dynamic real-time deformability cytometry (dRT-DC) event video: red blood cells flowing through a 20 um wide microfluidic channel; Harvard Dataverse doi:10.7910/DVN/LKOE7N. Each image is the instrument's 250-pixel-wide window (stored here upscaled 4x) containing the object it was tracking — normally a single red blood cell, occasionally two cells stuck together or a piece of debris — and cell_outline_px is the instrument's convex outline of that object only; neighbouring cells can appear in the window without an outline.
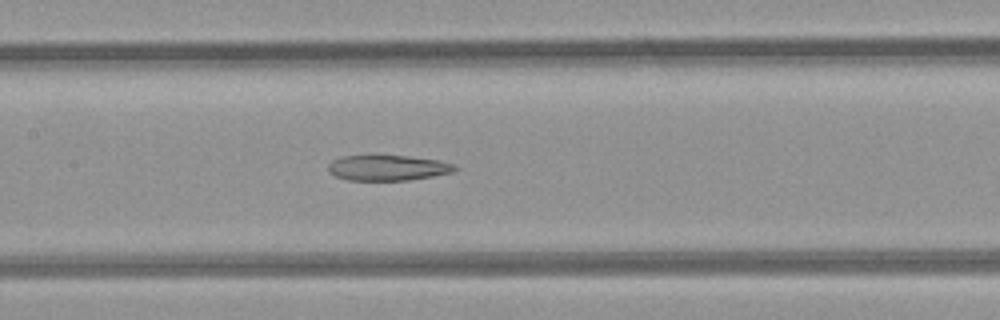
{"species": "common noctule bat (a hibernating species)", "species_latin": "Nyctalus noctula", "temperature_condition": "room temperature", "stored_images_in_passage": 38, "camera_frame_rate_fps": 3000, "um_per_image_px": 0.085, "animal": {"sex": "female", "body_mass_g": 21.9}, "frame": {"image": 1, "passage_image": 13, "time_ms": 4.0, "image_size_px": [1000, 320], "cell_outline_px": [[460, 168], [452, 172], [432, 176], [408, 180], [348, 180], [336, 176], [328, 172], [328, 164], [332, 160], [340, 156], [408, 156], [440, 160], [452, 164]], "centroid_in_image_um": [32.95, 14.26], "position_along_channel_um": 174.5, "area_um2": 18.73}}
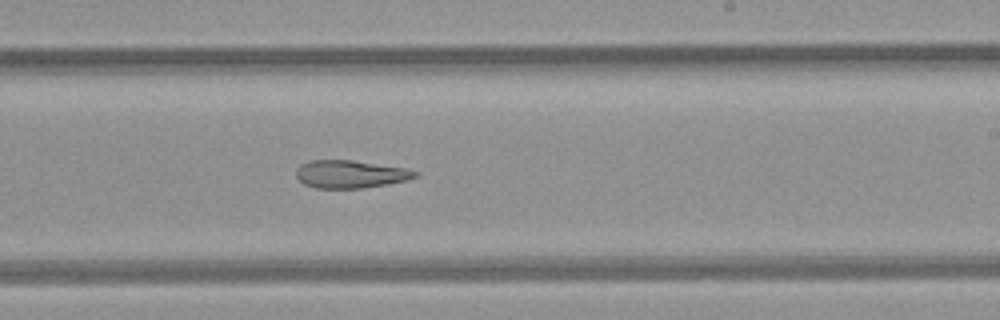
{"frame": {"image": 2, "passage_image": 19, "time_ms": 6.0, "image_size_px": [1000, 320], "cell_outline_px": [[420, 176], [408, 180], [388, 184], [364, 188], [316, 188], [304, 184], [296, 176], [296, 168], [300, 164], [312, 160], [352, 160], [408, 168], [420, 172]], "centroid_in_image_um": [29.84, 14.8], "position_along_channel_um": 259.2, "area_um2": 19.54}}
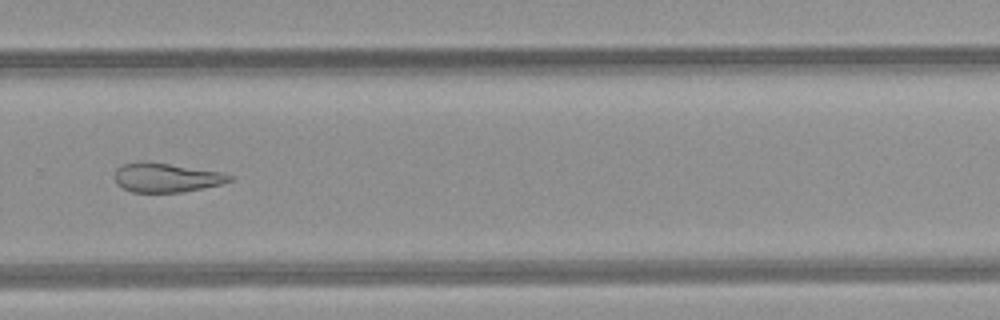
{"frame": {"image": 3, "passage_image": 23, "time_ms": 7.333, "image_size_px": [1000, 320], "cell_outline_px": [[232, 180], [220, 184], [180, 192], [132, 192], [116, 184], [112, 176], [116, 168], [124, 164], [140, 160], [144, 160], [220, 172], [232, 176]], "centroid_in_image_um": [14.03, 15.08], "position_along_channel_um": 315.8, "area_um2": 19.48}, "authors_computed_cell_mechanics": {"area_um2": 21.5594, "velocity_mm_per_s": 4.2556, "shape_relaxation_time_tau1_ms": null, "shape_relaxation_time_tau2_ms": 9.0252, "deformation_change_tau1": null, "deformation_change_tau2": 0.2346}}